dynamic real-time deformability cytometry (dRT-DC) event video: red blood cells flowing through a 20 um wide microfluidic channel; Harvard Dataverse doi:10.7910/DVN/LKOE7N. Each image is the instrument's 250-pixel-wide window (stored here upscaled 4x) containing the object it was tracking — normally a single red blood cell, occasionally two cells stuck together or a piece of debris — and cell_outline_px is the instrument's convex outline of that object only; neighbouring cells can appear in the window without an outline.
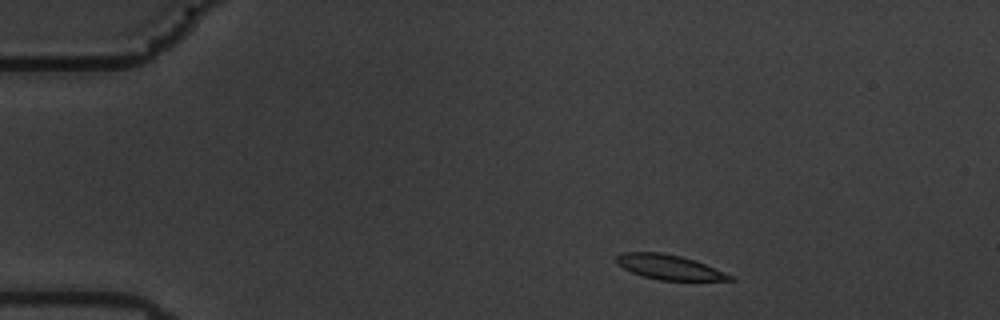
{"species": "common noctule bat (a hibernating species)", "species_latin": "Nyctalus noctula", "temperature_condition": "warm", "stored_images_in_passage": 51, "camera_frame_rate_fps": 3000, "um_per_image_px": 0.085, "animal": {"sex": "male", "body_mass_g": 19.5, "forearm_length_mm": 54.6}, "frame": {"image": 1, "passage_image": 3, "time_ms": 0.667, "image_size_px": [1000, 320], "cell_outline_px": [[736, 280], [660, 280], [644, 276], [632, 272], [616, 264], [616, 256], [624, 252], [664, 252], [696, 260], [732, 276]], "centroid_in_image_um": [56.85, 22.69], "position_along_channel_um": 28.2, "area_um2": 16.18}}
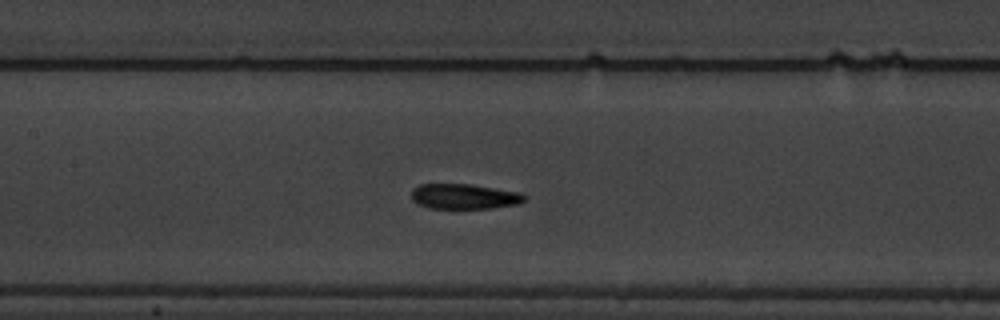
{"frame": {"image": 2, "passage_image": 21, "time_ms": 6.667, "image_size_px": [1000, 320], "cell_outline_px": [[528, 200], [516, 204], [492, 208], [428, 208], [416, 204], [412, 200], [412, 188], [420, 184], [468, 184], [520, 192], [528, 196]], "centroid_in_image_um": [39.46, 16.7], "position_along_channel_um": 167.9, "area_um2": 16.7}}
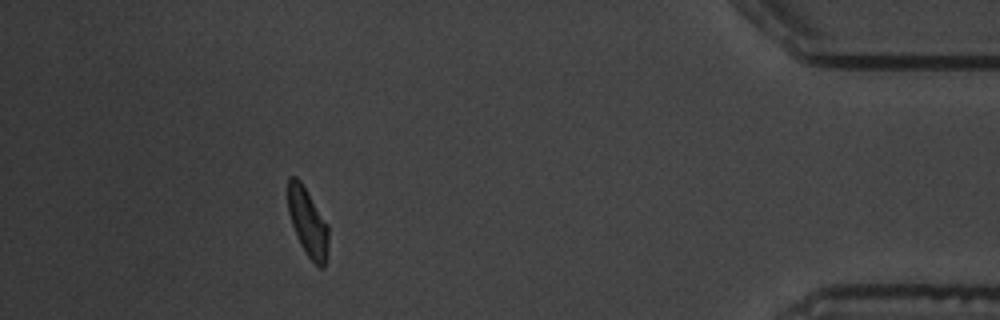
{"frame": {"image": 3, "passage_image": 46, "time_ms": 15.0, "image_size_px": [1000, 320], "cell_outline_px": [[328, 240], [324, 268], [320, 268], [308, 256], [300, 244], [292, 224], [288, 212], [288, 176], [296, 176], [300, 180], [328, 224]], "centroid_in_image_um": [26.15, 18.86], "position_along_channel_um": 409.1, "area_um2": 15.9}, "authors_computed_cell_mechanics": {"area_um2": 17.1088, "velocity_mm_per_s": 3.4849, "shape_relaxation_time_tau1_ms": 4.529, "shape_relaxation_time_tau2_ms": 1.9298, "deformation_change_tau1": 0.1909, "deformation_change_tau2": 0.0783}}